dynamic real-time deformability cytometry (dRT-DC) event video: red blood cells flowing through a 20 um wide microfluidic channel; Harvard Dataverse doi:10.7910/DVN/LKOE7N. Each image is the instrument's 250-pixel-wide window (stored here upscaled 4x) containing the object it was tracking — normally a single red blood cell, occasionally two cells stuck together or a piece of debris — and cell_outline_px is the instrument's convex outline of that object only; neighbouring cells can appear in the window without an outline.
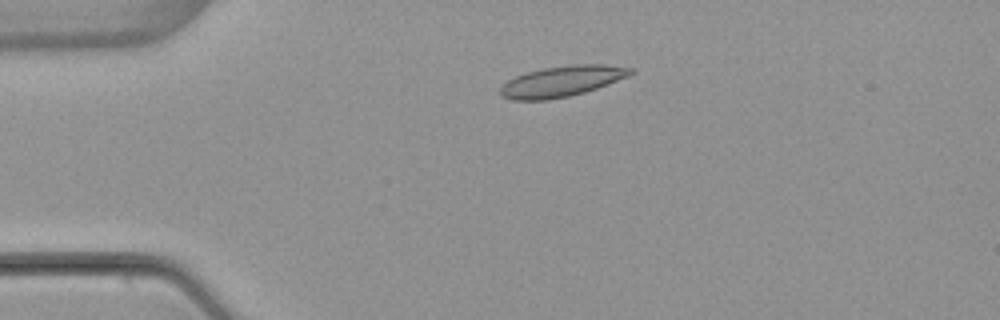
{"species": "common noctule bat (a hibernating species)", "species_latin": "Nyctalus noctula", "temperature_condition": "warm", "stored_images_in_passage": 4, "camera_frame_rate_fps": 3000, "um_per_image_px": 0.085, "animal": {"sex": "female", "body_mass_g": 22.7, "forearm_length_mm": 54.2}, "frame": {"image": 1, "passage_image": 3, "time_ms": 2.333, "image_size_px": [1000, 320], "cell_outline_px": [[636, 72], [628, 76], [596, 88], [584, 92], [568, 96], [548, 100], [512, 100], [500, 96], [500, 88], [508, 80], [516, 76], [528, 72], [544, 68], [576, 64], [604, 64], [636, 68]], "centroid_in_image_um": [47.78, 6.9], "position_along_channel_um": 37.2, "area_um2": 23.24}}